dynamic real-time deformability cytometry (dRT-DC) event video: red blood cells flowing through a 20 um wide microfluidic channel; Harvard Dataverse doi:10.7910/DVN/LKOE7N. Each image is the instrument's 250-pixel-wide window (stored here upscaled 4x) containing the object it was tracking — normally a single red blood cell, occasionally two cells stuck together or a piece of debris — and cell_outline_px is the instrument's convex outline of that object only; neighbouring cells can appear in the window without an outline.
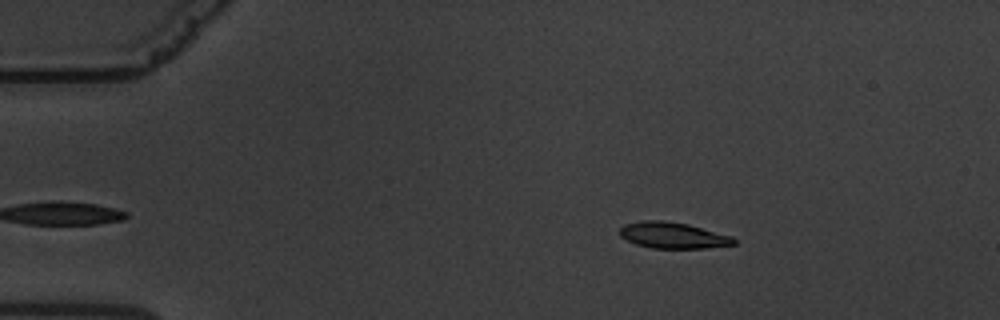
{"species": "common noctule bat (a hibernating species)", "species_latin": "Nyctalus noctula", "temperature_condition": "warm", "stored_images_in_passage": 53, "camera_frame_rate_fps": 3000, "um_per_image_px": 0.085, "animal": {"sex": "male", "body_mass_g": 19.5, "forearm_length_mm": 54.6}, "frame": {"image": 1, "passage_image": 3, "time_ms": 0.667, "image_size_px": [1000, 320], "cell_outline_px": [[736, 244], [704, 248], [652, 248], [636, 244], [620, 236], [620, 228], [624, 224], [644, 220], [664, 220], [688, 224], [732, 236], [736, 240]], "centroid_in_image_um": [57.2, 20.0], "position_along_channel_um": 27.8, "area_um2": 17.34}}
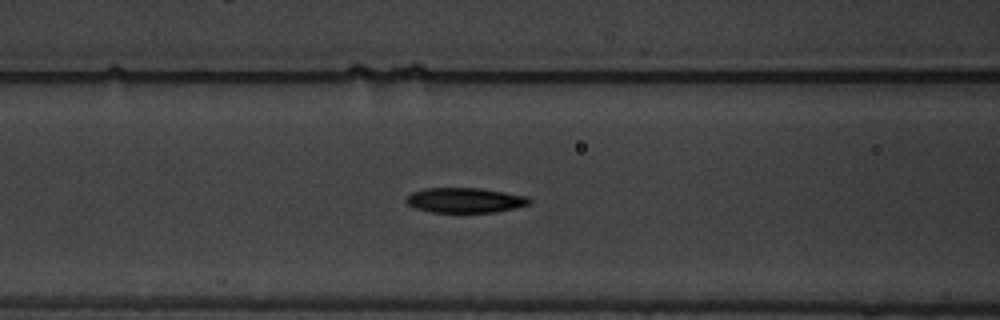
{"frame": {"image": 2, "passage_image": 18, "time_ms": 5.667, "image_size_px": [1000, 320], "cell_outline_px": [[532, 204], [516, 208], [496, 212], [428, 212], [416, 208], [408, 204], [404, 200], [412, 192], [424, 188], [480, 188], [528, 196], [532, 200]], "centroid_in_image_um": [39.56, 17.02], "position_along_channel_um": 127.0, "area_um2": 18.09}}
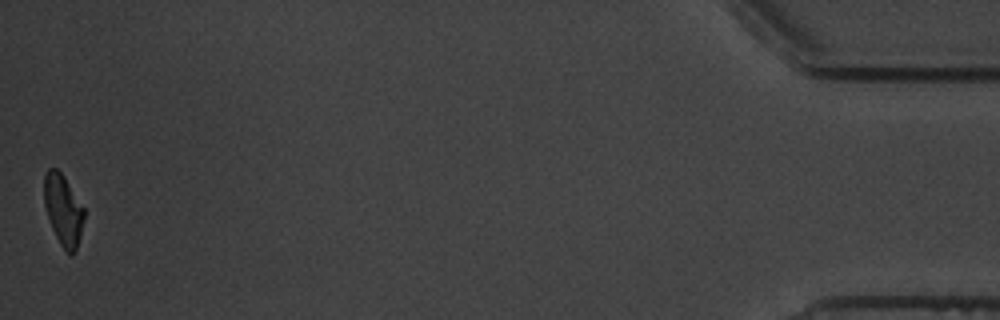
{"frame": {"image": 3, "passage_image": 53, "time_ms": 17.333, "image_size_px": [1000, 320], "cell_outline_px": [[84, 220], [80, 236], [76, 248], [72, 256], [68, 256], [60, 244], [52, 228], [44, 204], [44, 176], [48, 168], [56, 168], [64, 176], [84, 208]], "centroid_in_image_um": [5.37, 17.86], "position_along_channel_um": 429.8, "area_um2": 16.47}, "authors_computed_cell_mechanics": {"area_um2": 17.9758, "velocity_mm_per_s": 3.3658, "shape_relaxation_time_tau1_ms": 4.4016, "shape_relaxation_time_tau2_ms": 4.6956, "deformation_change_tau1": 0.1709, "deformation_change_tau2": 0.0979}}